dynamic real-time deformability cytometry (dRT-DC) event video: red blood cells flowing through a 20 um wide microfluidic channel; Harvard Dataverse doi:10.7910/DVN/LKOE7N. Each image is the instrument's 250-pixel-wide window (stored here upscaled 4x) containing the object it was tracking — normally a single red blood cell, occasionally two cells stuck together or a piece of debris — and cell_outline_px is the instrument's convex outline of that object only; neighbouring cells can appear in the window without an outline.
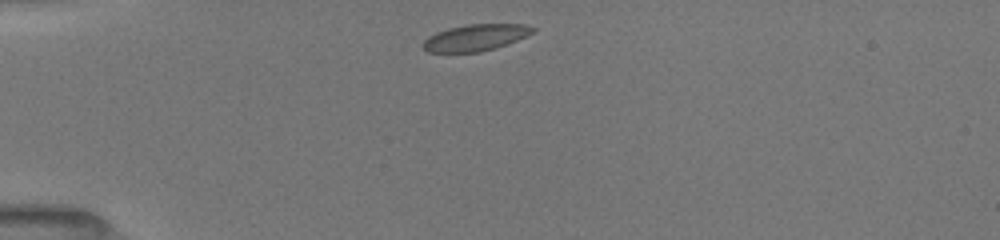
{"species": "common noctule bat (a hibernating species)", "species_latin": "Nyctalus noctula", "temperature_condition": "room temperature", "stored_images_in_passage": 21, "camera_frame_rate_fps": 3000, "um_per_image_px": 0.085, "animal": {"sex": "female", "body_mass_g": 19.5, "forearm_length_mm": 54.1}, "frame": {"image": 1, "passage_image": 1, "time_ms": 0.0, "image_size_px": [1000, 240], "cell_outline_px": [[536, 32], [516, 40], [480, 52], [428, 52], [420, 44], [428, 36], [436, 32], [448, 28], [468, 24], [524, 24], [536, 28]], "centroid_in_image_um": [40.39, 3.18], "position_along_channel_um": 44.6, "area_um2": 16.88}}
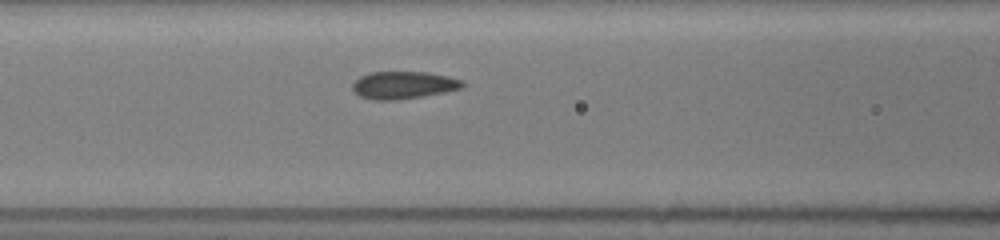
{"frame": {"image": 2, "passage_image": 7, "time_ms": 3.0, "image_size_px": [1000, 240], "cell_outline_px": [[464, 88], [424, 96], [396, 100], [372, 100], [360, 96], [352, 88], [352, 84], [360, 76], [372, 72], [428, 72], [448, 76], [464, 80]], "centroid_in_image_um": [34.33, 7.23], "position_along_channel_um": 132.3, "area_um2": 17.69}}
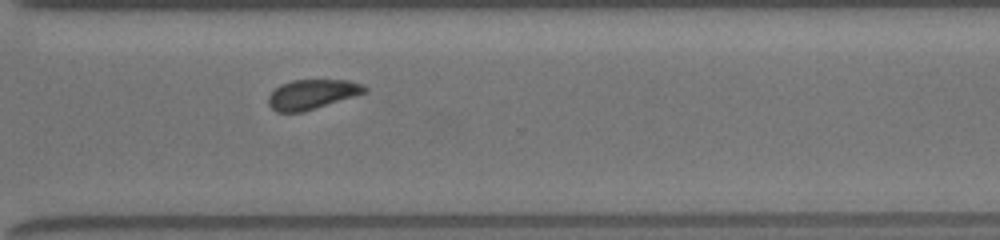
{"frame": {"image": 3, "passage_image": 21, "time_ms": 8.333, "image_size_px": [1000, 240], "cell_outline_px": [[368, 92], [304, 112], [276, 112], [268, 104], [268, 96], [280, 84], [292, 80], [348, 80], [360, 84], [368, 88]], "centroid_in_image_um": [26.53, 8.02], "position_along_channel_um": 344.1, "area_um2": 16.7}}